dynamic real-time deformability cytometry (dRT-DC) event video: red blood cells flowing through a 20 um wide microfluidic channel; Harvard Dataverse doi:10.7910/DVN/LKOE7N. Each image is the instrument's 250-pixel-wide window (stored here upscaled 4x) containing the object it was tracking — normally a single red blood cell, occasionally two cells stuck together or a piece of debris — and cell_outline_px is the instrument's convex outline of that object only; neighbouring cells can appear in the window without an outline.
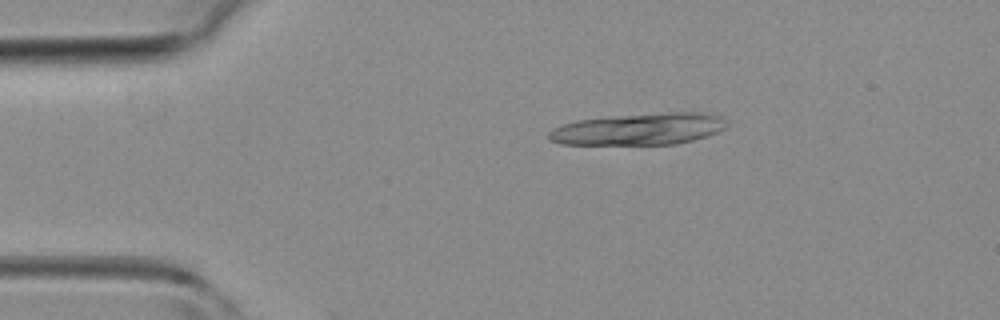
{"species": "common noctule bat (a hibernating species)", "species_latin": "Nyctalus noctula", "temperature_condition": "room temperature", "stored_images_in_passage": 9, "camera_frame_rate_fps": 3000, "um_per_image_px": 0.085, "animal": {"sex": "female", "body_mass_g": 19.3, "forearm_length_mm": 54.1}, "frame": {"image": 1, "passage_image": 1, "time_ms": 0.0, "image_size_px": [1000, 320], "cell_outline_px": [[724, 128], [716, 132], [692, 140], [676, 144], [560, 144], [552, 140], [548, 136], [548, 132], [552, 128], [560, 124], [576, 120], [616, 116], [668, 112], [704, 112], [724, 116]], "centroid_in_image_um": [54.29, 10.96], "position_along_channel_um": 30.7, "area_um2": 32.71}}